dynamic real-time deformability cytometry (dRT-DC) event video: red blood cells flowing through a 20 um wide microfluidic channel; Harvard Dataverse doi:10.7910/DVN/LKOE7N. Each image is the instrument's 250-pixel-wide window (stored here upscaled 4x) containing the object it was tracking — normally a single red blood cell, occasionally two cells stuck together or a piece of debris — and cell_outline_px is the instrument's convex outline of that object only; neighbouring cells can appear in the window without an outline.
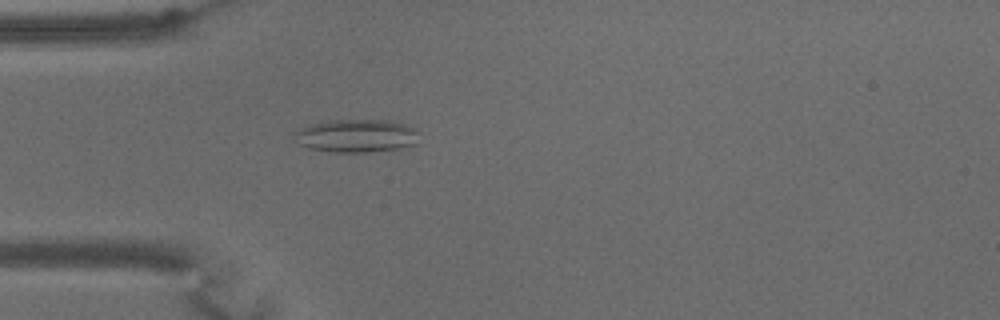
{"species": "common noctule bat (a hibernating species)", "species_latin": "Nyctalus noctula", "temperature_condition": "warm", "stored_images_in_passage": 52, "camera_frame_rate_fps": 3000, "um_per_image_px": 0.085, "animal": {"sex": "male", "body_mass_g": 15.6}, "frame": {"image": 1, "passage_image": 8, "time_ms": 2.333, "image_size_px": [1000, 320], "cell_outline_px": [[416, 144], [400, 148], [368, 152], [332, 152], [308, 148], [292, 140], [292, 132], [308, 124], [324, 120], [392, 120], [416, 128]], "centroid_in_image_um": [30.21, 11.53], "position_along_channel_um": 54.8, "area_um2": 24.39}}
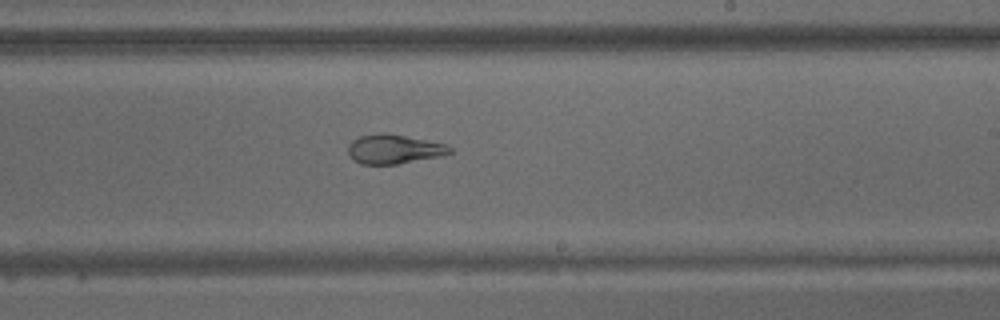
{"frame": {"image": 2, "passage_image": 27, "time_ms": 8.667, "image_size_px": [1000, 320], "cell_outline_px": [[452, 152], [444, 156], [396, 164], [360, 164], [352, 160], [348, 152], [348, 144], [352, 140], [360, 136], [384, 132], [444, 144], [452, 148]], "centroid_in_image_um": [33.46, 12.69], "position_along_channel_um": 255.5, "area_um2": 17.34}}
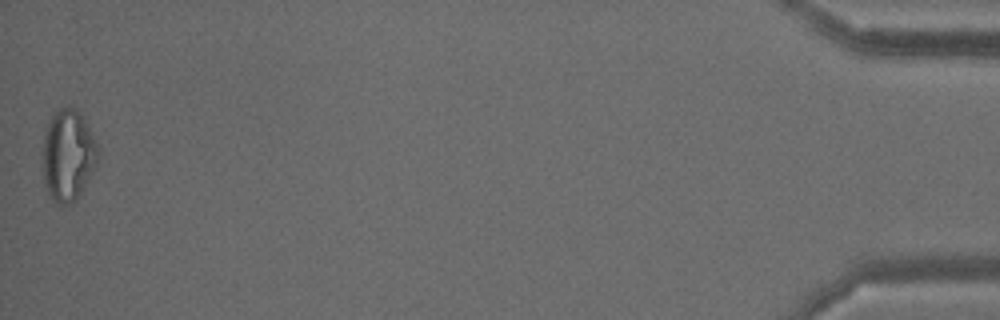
{"frame": {"image": 3, "passage_image": 52, "time_ms": 17.0, "image_size_px": [1000, 320], "cell_outline_px": [[100, 152], [96, 164], [92, 172], [80, 192], [68, 204], [60, 208], [52, 200], [48, 192], [44, 176], [40, 152], [44, 132], [52, 116], [60, 108], [68, 104], [76, 108], [80, 112], [100, 148]], "centroid_in_image_um": [5.76, 13.16], "position_along_channel_um": 429.4, "area_um2": 29.82}, "authors_computed_cell_mechanics": {"area_um2": 22.4264, "velocity_mm_per_s": 3.2454, "shape_relaxation_time_tau1_ms": null, "shape_relaxation_time_tau2_ms": 1.9677, "deformation_change_tau1": null, "deformation_change_tau2": 0.0796}}